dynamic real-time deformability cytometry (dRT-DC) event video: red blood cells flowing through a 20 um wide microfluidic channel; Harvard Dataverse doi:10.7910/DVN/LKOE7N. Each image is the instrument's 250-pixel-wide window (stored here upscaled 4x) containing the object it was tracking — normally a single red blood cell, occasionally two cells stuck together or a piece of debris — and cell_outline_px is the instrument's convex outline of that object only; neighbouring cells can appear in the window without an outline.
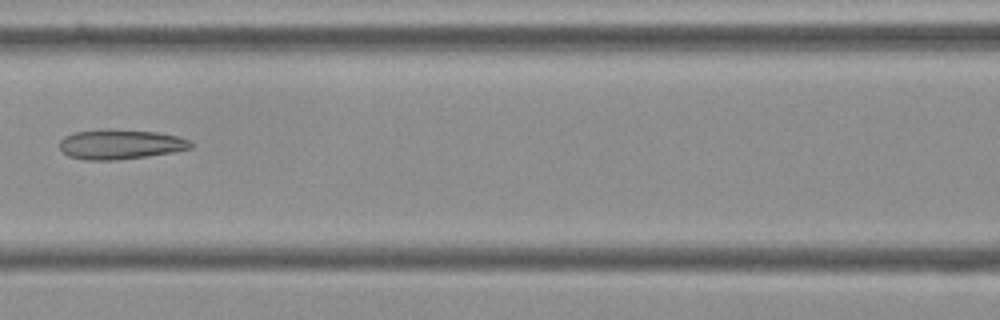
{"species": "Egyptian fruit bat (a non-hibernating species)", "species_latin": "Rousettus aegyptiacus", "temperature_condition": "cold", "stored_images_in_passage": 9, "camera_frame_rate_fps": 3000, "um_per_image_px": 0.085, "frame": {"image": 1, "passage_image": 7, "time_ms": 2.0, "image_size_px": [1000, 320], "cell_outline_px": [[192, 148], [172, 152], [148, 156], [116, 160], [84, 160], [68, 156], [60, 148], [60, 140], [64, 136], [76, 132], [104, 128], [108, 128], [156, 132], [180, 136], [192, 140]], "centroid_in_image_um": [10.25, 12.26], "position_along_channel_um": 156.4, "area_um2": 23.06}}
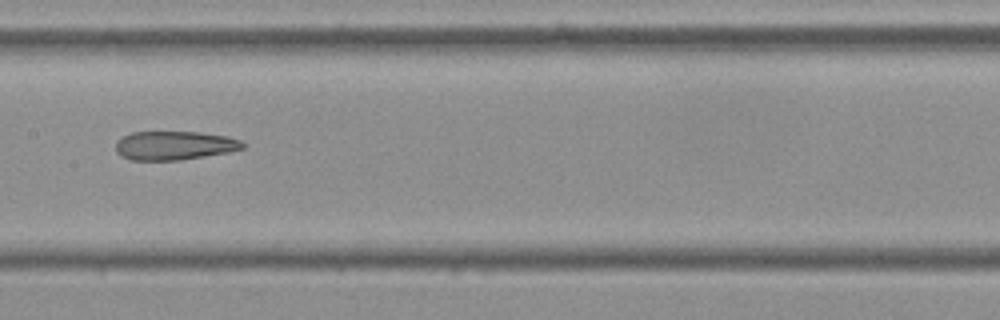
{"frame": {"image": 2, "passage_image": 8, "time_ms": 2.333, "image_size_px": [1000, 320], "cell_outline_px": [[244, 148], [228, 152], [180, 160], [132, 160], [120, 156], [116, 152], [116, 140], [132, 132], [200, 132], [228, 136], [240, 140], [244, 144]], "centroid_in_image_um": [14.81, 12.36], "position_along_channel_um": 192.6, "area_um2": 21.33}}
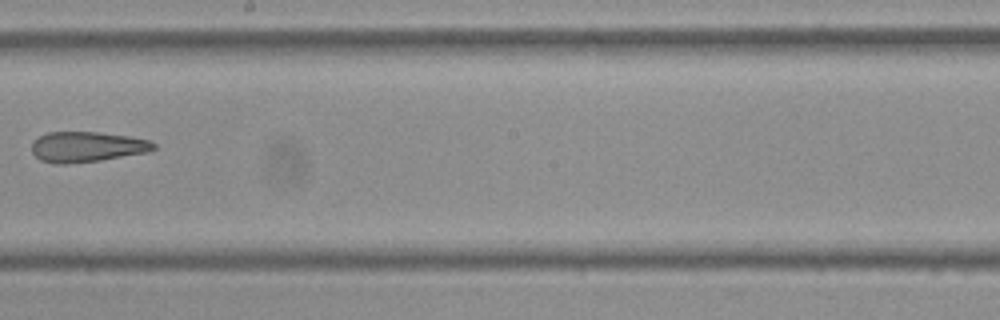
{"frame": {"image": 3, "passage_image": 9, "time_ms": 2.667, "image_size_px": [1000, 320], "cell_outline_px": [[156, 148], [148, 152], [100, 160], [64, 164], [56, 164], [40, 160], [32, 152], [32, 140], [48, 132], [100, 132], [128, 136], [148, 140], [156, 144]], "centroid_in_image_um": [7.37, 12.48], "position_along_channel_um": 240.8, "area_um2": 21.56}}